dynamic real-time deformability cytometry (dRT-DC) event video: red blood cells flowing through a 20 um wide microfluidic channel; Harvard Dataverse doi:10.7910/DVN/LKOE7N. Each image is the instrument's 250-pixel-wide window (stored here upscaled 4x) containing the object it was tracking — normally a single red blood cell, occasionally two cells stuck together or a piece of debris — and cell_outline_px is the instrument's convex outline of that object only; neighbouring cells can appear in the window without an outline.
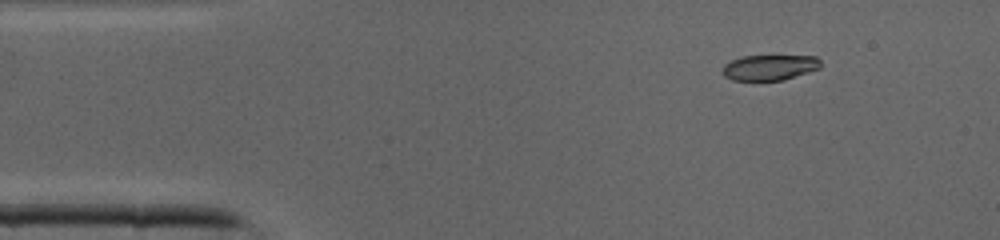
{"species": "common noctule bat (a hibernating species)", "species_latin": "Nyctalus noctula", "temperature_condition": "cold", "stored_images_in_passage": 37, "camera_frame_rate_fps": 3000, "um_per_image_px": 0.085, "animal": {"sex": "male", "body_mass_g": 19.0, "forearm_length_mm": 50.8}, "frame": {"image": 1, "passage_image": 1, "time_ms": 0.0, "image_size_px": [1000, 240], "cell_outline_px": [[820, 68], [784, 80], [732, 80], [724, 76], [724, 64], [740, 56], [816, 56], [820, 60]], "centroid_in_image_um": [65.42, 5.73], "position_along_channel_um": 19.6, "area_um2": 14.45}}
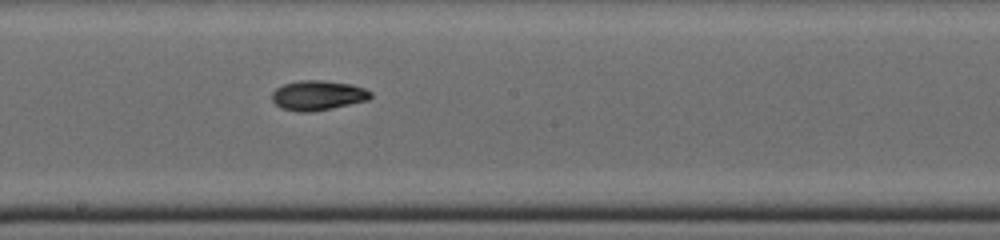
{"frame": {"image": 2, "passage_image": 18, "time_ms": 5.667, "image_size_px": [1000, 240], "cell_outline_px": [[372, 96], [368, 100], [332, 108], [312, 112], [300, 112], [280, 108], [272, 100], [272, 92], [276, 88], [284, 84], [300, 80], [324, 80], [352, 84], [364, 88], [372, 92]], "centroid_in_image_um": [27.02, 8.1], "position_along_channel_um": 221.2, "area_um2": 17.22}}
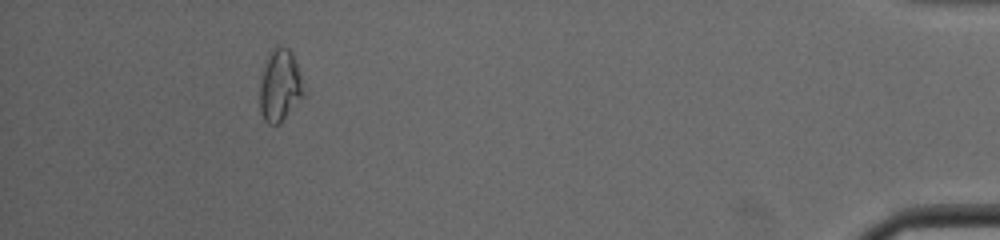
{"frame": {"image": 3, "passage_image": 34, "time_ms": 11.0, "image_size_px": [1000, 240], "cell_outline_px": [[304, 92], [284, 116], [276, 124], [268, 124], [264, 120], [260, 112], [260, 84], [264, 68], [268, 56], [272, 48], [280, 44], [288, 48], [292, 52], [300, 72]], "centroid_in_image_um": [23.76, 7.2], "position_along_channel_um": 411.4, "area_um2": 17.8}}